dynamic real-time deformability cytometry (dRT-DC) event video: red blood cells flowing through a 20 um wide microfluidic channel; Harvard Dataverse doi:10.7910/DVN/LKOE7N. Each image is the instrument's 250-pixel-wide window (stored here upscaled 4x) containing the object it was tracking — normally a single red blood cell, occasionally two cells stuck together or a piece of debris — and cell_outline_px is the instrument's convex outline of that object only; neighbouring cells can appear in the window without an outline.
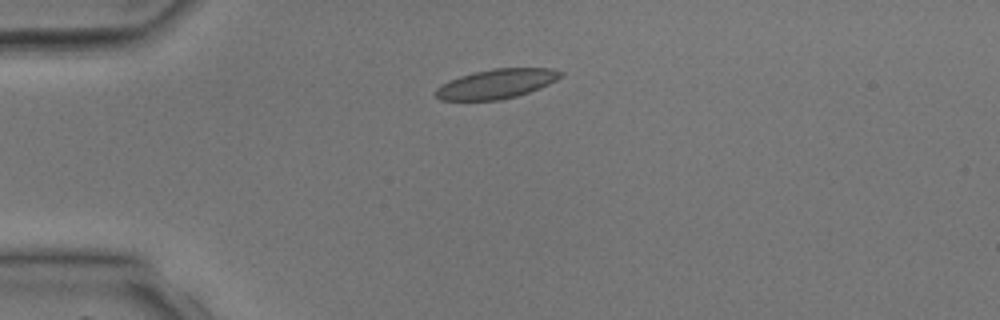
{"species": "common noctule bat (a hibernating species)", "species_latin": "Nyctalus noctula", "temperature_condition": "room temperature", "stored_images_in_passage": 3, "camera_frame_rate_fps": 3000, "um_per_image_px": 0.085, "animal": {"sex": "male", "body_mass_g": 17.9, "forearm_length_mm": 54.2}, "frame": {"image": 1, "passage_image": 3, "time_ms": 23.667, "image_size_px": [1000, 320], "cell_outline_px": [[564, 72], [556, 80], [540, 88], [516, 96], [500, 100], [440, 100], [436, 96], [436, 88], [440, 84], [460, 76], [476, 72], [496, 68], [552, 68]], "centroid_in_image_um": [42.2, 7.12], "position_along_channel_um": 42.8, "area_um2": 21.27}}